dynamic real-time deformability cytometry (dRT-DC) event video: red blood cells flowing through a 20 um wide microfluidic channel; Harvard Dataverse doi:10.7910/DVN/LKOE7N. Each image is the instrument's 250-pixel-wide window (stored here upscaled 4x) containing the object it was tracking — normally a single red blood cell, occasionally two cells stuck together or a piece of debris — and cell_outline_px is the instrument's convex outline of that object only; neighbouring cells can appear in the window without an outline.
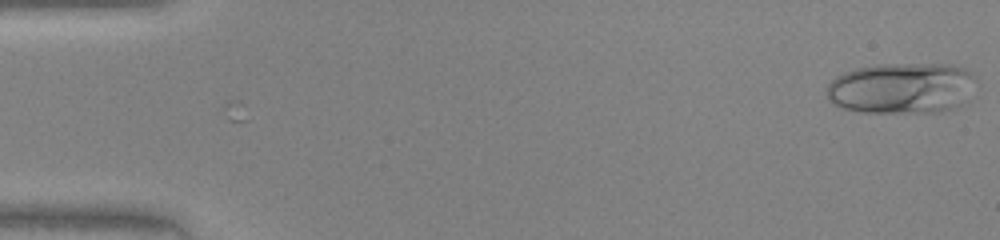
{"species": "human", "species_latin": "Homo sapiens", "temperature_condition": "warm", "stored_images_in_passage": 7, "camera_frame_rate_fps": 3000, "um_per_image_px": 0.085, "donor": {"sex": "female"}, "frame": {"image": 1, "passage_image": 7, "time_ms": 2.0, "image_size_px": [1000, 240], "cell_outline_px": [[976, 80], [960, 104], [956, 108], [940, 112], [860, 112], [840, 108], [832, 104], [828, 100], [828, 84], [836, 76], [844, 72], [856, 68], [880, 64], [952, 64], [964, 68]], "centroid_in_image_um": [76.58, 7.49], "position_along_channel_um": 8.4, "area_um2": 44.27}}